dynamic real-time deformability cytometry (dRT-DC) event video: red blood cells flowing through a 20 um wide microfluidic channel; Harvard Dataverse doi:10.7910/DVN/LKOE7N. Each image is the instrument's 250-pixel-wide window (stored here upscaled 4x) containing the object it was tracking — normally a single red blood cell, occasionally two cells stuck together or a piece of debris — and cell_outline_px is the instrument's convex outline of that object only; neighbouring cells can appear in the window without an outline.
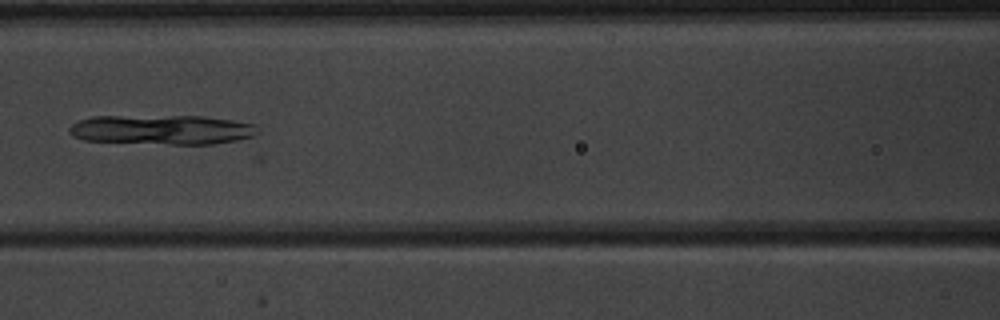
{"species": "common noctule bat (a hibernating species)", "species_latin": "Nyctalus noctula", "temperature_condition": "warm", "stored_images_in_passage": 4, "camera_frame_rate_fps": 3000, "um_per_image_px": 0.085, "animal": {"sex": "male", "body_mass_g": 20.1, "forearm_length_mm": 53.5}, "frame": {"image": 1, "passage_image": 4, "time_ms": 3.667, "image_size_px": [1000, 320], "cell_outline_px": [[260, 132], [252, 136], [236, 140], [212, 144], [172, 144], [84, 140], [72, 136], [68, 132], [68, 128], [72, 124], [80, 120], [92, 116], [204, 116], [232, 120], [256, 124]], "centroid_in_image_um": [13.77, 11.01], "position_along_channel_um": 152.8, "area_um2": 32.54}}